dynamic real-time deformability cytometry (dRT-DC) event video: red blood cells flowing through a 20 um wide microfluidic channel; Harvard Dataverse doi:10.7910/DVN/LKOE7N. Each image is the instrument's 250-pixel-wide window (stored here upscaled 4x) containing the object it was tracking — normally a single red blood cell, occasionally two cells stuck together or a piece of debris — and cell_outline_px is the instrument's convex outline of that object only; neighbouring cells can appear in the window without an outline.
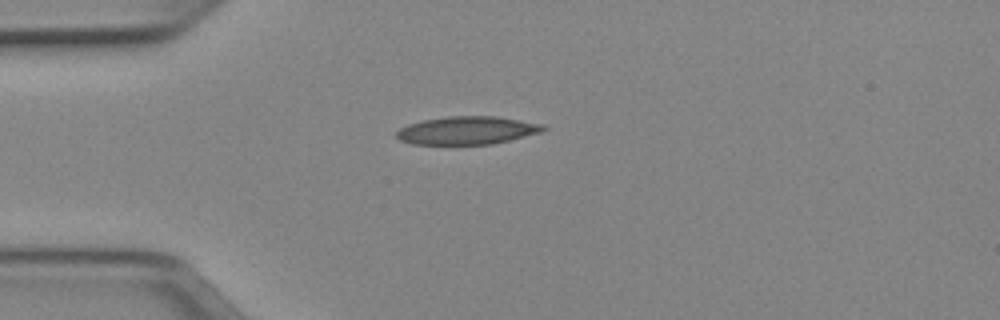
{"species": "Egyptian fruit bat (a non-hibernating species)", "species_latin": "Rousettus aegyptiacus", "temperature_condition": "cold", "stored_images_in_passage": 39, "camera_frame_rate_fps": 3000, "um_per_image_px": 0.085, "animal": {"sex": "female"}, "frame": {"image": 1, "passage_image": 1, "time_ms": 0.0, "image_size_px": [1000, 320], "cell_outline_px": [[548, 128], [540, 132], [492, 144], [412, 144], [400, 140], [396, 136], [396, 132], [400, 128], [408, 124], [424, 120], [448, 116], [496, 116], [544, 124]], "centroid_in_image_um": [39.7, 11.08], "position_along_channel_um": 45.3, "area_um2": 23.81}}
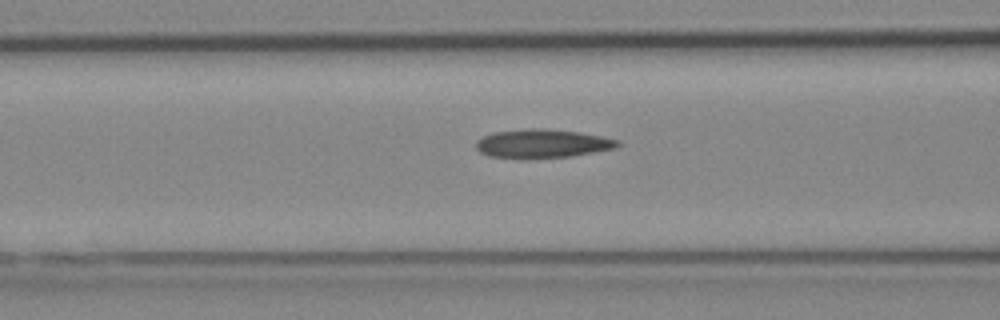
{"frame": {"image": 2, "passage_image": 8, "time_ms": 2.333, "image_size_px": [1000, 320], "cell_outline_px": [[624, 144], [616, 148], [572, 156], [520, 160], [488, 156], [480, 152], [476, 148], [476, 140], [492, 132], [528, 128], [540, 128], [580, 132], [620, 140]], "centroid_in_image_um": [46.09, 12.22], "position_along_channel_um": 120.5, "area_um2": 24.28}}
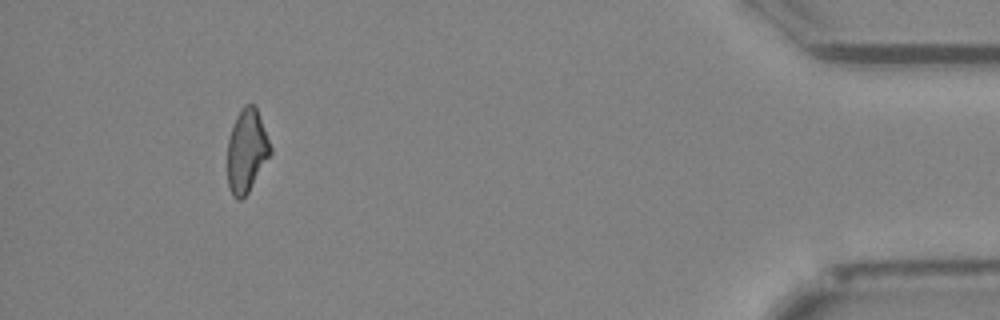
{"frame": {"image": 3, "passage_image": 35, "time_ms": 11.333, "image_size_px": [1000, 320], "cell_outline_px": [[272, 152], [248, 192], [240, 200], [236, 200], [232, 196], [228, 188], [228, 140], [236, 116], [244, 104], [252, 104], [256, 108], [272, 148]], "centroid_in_image_um": [20.96, 12.85], "position_along_channel_um": 414.2, "area_um2": 20.58}, "authors_computed_cell_mechanics": {"area_um2": 22.6576, "velocity_mm_per_s": 3.9872, "shape_relaxation_time_tau1_ms": null, "shape_relaxation_time_tau2_ms": 4.6959, "deformation_change_tau1": null, "deformation_change_tau2": 0.1411}}